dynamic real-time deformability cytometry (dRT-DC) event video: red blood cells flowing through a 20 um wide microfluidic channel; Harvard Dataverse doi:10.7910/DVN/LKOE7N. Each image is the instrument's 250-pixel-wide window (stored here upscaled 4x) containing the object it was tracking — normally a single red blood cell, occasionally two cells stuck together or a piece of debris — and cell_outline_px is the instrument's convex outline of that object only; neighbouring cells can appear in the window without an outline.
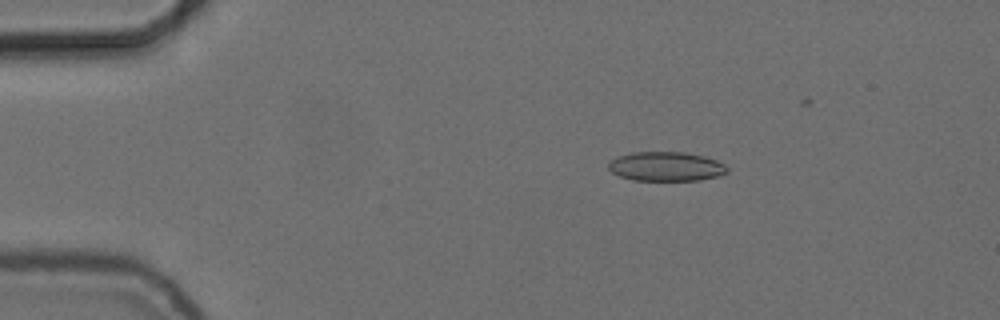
{"species": "common noctule bat (a hibernating species)", "species_latin": "Nyctalus noctula", "temperature_condition": "cold", "stored_images_in_passage": 13, "camera_frame_rate_fps": 3000, "um_per_image_px": 0.085, "animal": {"sex": "female", "body_mass_g": 24.6, "forearm_length_mm": 56.2}, "frame": {"image": 1, "passage_image": 7, "time_ms": 2.0, "image_size_px": [1000, 320], "cell_outline_px": [[728, 172], [716, 176], [700, 180], [632, 180], [620, 176], [612, 172], [608, 168], [608, 164], [616, 156], [632, 152], [684, 152], [704, 156], [716, 160], [724, 164], [728, 168]], "centroid_in_image_um": [56.6, 14.14], "position_along_channel_um": 28.4, "area_um2": 20.23}}